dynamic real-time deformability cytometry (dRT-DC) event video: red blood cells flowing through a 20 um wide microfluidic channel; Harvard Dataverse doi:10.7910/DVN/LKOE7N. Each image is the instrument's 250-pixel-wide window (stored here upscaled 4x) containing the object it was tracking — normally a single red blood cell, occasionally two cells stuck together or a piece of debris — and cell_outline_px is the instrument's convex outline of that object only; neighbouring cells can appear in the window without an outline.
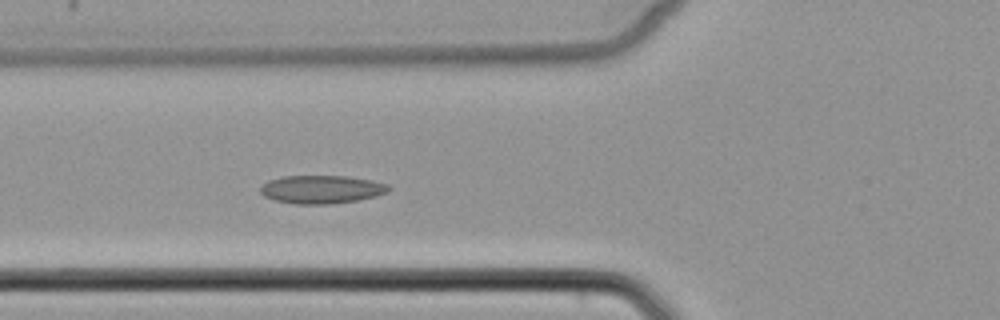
{"species": "common noctule bat (a hibernating species)", "species_latin": "Nyctalus noctula", "temperature_condition": "cold", "stored_images_in_passage": 5, "camera_frame_rate_fps": 3000, "um_per_image_px": 0.085, "animal": {"sex": "female", "body_mass_g": 22.7, "forearm_length_mm": 54.2}, "frame": {"image": 1, "passage_image": 5, "time_ms": 5.667, "image_size_px": [1000, 320], "cell_outline_px": [[392, 188], [388, 192], [356, 200], [332, 204], [296, 204], [276, 200], [264, 196], [260, 192], [260, 188], [268, 180], [284, 176], [344, 176], [372, 180], [388, 184]], "centroid_in_image_um": [27.33, 16.09], "position_along_channel_um": 98.5, "area_um2": 20.92}}